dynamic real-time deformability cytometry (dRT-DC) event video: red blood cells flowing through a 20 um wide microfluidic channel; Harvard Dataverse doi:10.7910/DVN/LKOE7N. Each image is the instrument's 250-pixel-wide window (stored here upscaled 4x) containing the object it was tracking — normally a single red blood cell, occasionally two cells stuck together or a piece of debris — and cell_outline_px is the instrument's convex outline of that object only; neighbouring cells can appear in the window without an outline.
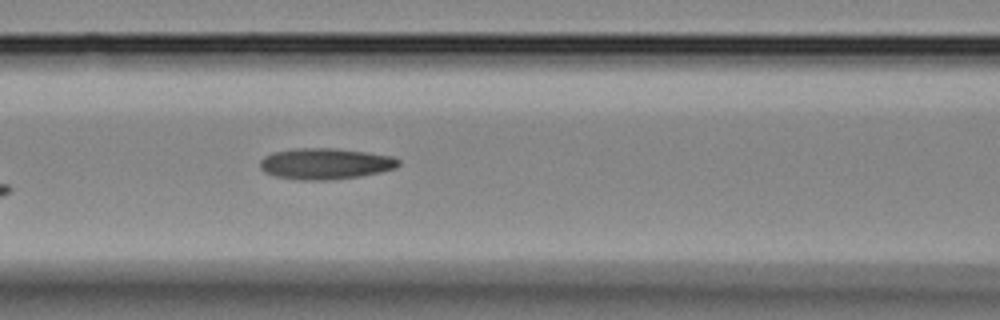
{"species": "Egyptian fruit bat (a non-hibernating species)", "species_latin": "Rousettus aegyptiacus", "temperature_condition": "room temperature", "stored_images_in_passage": 4, "camera_frame_rate_fps": 3000, "um_per_image_px": 0.085, "animal": {"sex": "female"}, "frame": {"image": 1, "passage_image": 4, "time_ms": 1.0, "image_size_px": [1000, 320], "cell_outline_px": [[400, 164], [396, 168], [380, 172], [360, 176], [332, 180], [296, 180], [276, 176], [264, 172], [260, 168], [260, 160], [264, 156], [272, 152], [292, 148], [336, 148], [368, 152], [392, 156], [400, 160]], "centroid_in_image_um": [27.64, 13.91], "position_along_channel_um": 139.0, "area_um2": 25.43}}